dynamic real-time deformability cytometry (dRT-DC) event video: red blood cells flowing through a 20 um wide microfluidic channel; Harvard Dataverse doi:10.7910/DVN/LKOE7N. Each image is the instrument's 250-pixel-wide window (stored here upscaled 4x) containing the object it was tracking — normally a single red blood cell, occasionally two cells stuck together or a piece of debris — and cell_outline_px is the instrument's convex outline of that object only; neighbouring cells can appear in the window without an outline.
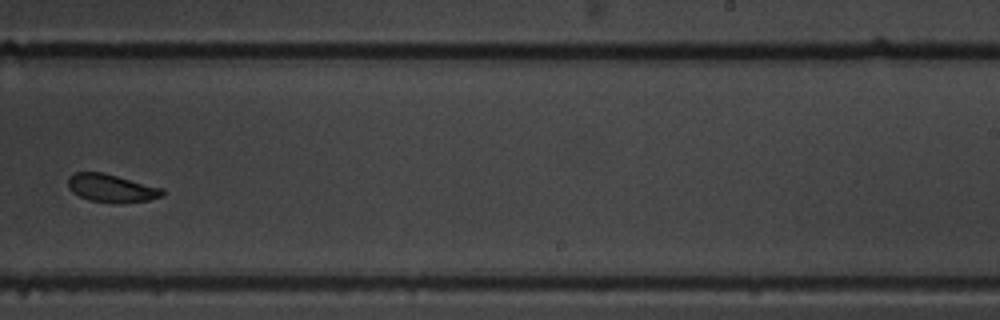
{"species": "common noctule bat (a hibernating species)", "species_latin": "Nyctalus noctula", "temperature_condition": "warm", "stored_images_in_passage": 16, "camera_frame_rate_fps": 3000, "um_per_image_px": 0.085, "animal": {"sex": "male", "body_mass_g": 19.5, "forearm_length_mm": 54.6}, "frame": {"image": 1, "passage_image": 10, "time_ms": 3.0, "image_size_px": [1000, 320], "cell_outline_px": [[164, 192], [160, 196], [148, 200], [124, 204], [112, 204], [88, 200], [72, 192], [68, 188], [68, 176], [76, 172], [104, 172], [164, 188]], "centroid_in_image_um": [9.46, 16.0], "position_along_channel_um": 279.5, "area_um2": 15.78}}